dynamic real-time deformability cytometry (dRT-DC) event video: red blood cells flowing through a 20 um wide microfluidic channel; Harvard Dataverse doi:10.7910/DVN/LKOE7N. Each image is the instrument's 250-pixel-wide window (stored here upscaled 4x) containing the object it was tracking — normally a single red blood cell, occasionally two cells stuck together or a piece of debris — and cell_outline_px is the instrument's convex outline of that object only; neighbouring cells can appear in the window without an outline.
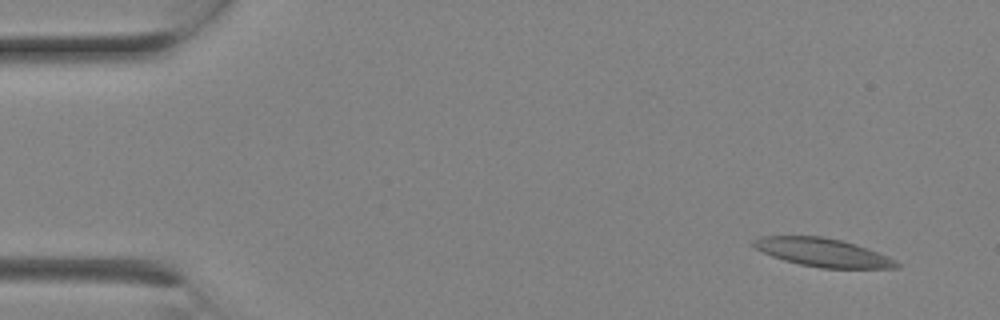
{"species": "Egyptian fruit bat (a non-hibernating species)", "species_latin": "Rousettus aegyptiacus", "temperature_condition": "room temperature", "stored_images_in_passage": 2, "segment_of_instrument_passage": [2, 2], "camera_frame_rate_fps": 3000, "um_per_image_px": 0.085, "animal": {"sex": "female"}, "frame": {"image": 1, "passage_image": 2, "time_ms": 0.333, "image_size_px": [1000, 320], "cell_outline_px": [[900, 268], [820, 268], [800, 264], [784, 260], [772, 256], [756, 248], [752, 244], [752, 240], [760, 236], [824, 236], [856, 244], [888, 256], [896, 260], [900, 264]], "centroid_in_image_um": [69.96, 21.46], "position_along_channel_um": 15.0, "area_um2": 23.58}}